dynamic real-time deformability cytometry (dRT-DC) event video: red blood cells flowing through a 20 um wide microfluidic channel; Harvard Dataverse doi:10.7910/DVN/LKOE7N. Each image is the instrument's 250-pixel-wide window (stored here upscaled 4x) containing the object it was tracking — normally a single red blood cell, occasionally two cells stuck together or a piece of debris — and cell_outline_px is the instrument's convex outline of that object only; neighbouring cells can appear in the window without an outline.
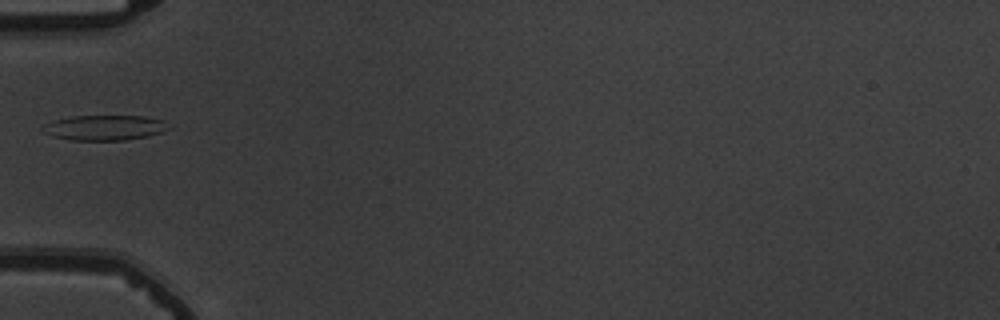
{"species": "common noctule bat (a hibernating species)", "species_latin": "Nyctalus noctula", "temperature_condition": "warm", "stored_images_in_passage": 7, "camera_frame_rate_fps": 3000, "um_per_image_px": 0.085, "animal": {"sex": "male", "body_mass_g": 19.5, "forearm_length_mm": 54.6}, "frame": {"image": 1, "passage_image": 1, "time_ms": 0.0, "image_size_px": [1000, 320], "cell_outline_px": [[172, 128], [148, 136], [124, 140], [68, 140], [52, 136], [44, 132], [40, 128], [44, 124], [56, 120], [72, 116], [144, 116], [164, 120]], "centroid_in_image_um": [8.9, 10.85], "position_along_channel_um": 76.1, "area_um2": 18.5}}